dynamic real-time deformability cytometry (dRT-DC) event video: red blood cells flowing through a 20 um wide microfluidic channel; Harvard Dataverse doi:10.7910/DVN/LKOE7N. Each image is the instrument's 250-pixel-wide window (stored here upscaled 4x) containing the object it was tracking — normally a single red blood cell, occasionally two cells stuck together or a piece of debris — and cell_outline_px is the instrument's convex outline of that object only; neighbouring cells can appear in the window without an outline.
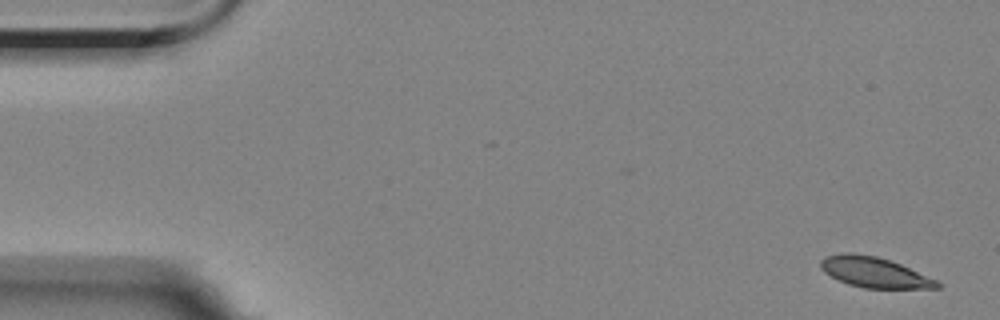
{"species": "Egyptian fruit bat (a non-hibernating species)", "species_latin": "Rousettus aegyptiacus", "temperature_condition": "room temperature", "stored_images_in_passage": 6, "camera_frame_rate_fps": 3000, "um_per_image_px": 0.085, "animal": {"sex": "female"}, "frame": {"image": 1, "passage_image": 1, "time_ms": 0.0, "image_size_px": [1000, 320], "cell_outline_px": [[940, 288], [864, 288], [848, 284], [824, 272], [820, 268], [820, 260], [824, 256], [840, 252], [852, 252], [876, 256], [900, 264], [936, 280], [940, 284]], "centroid_in_image_um": [74.26, 23.13], "position_along_channel_um": 10.7, "area_um2": 20.52}}
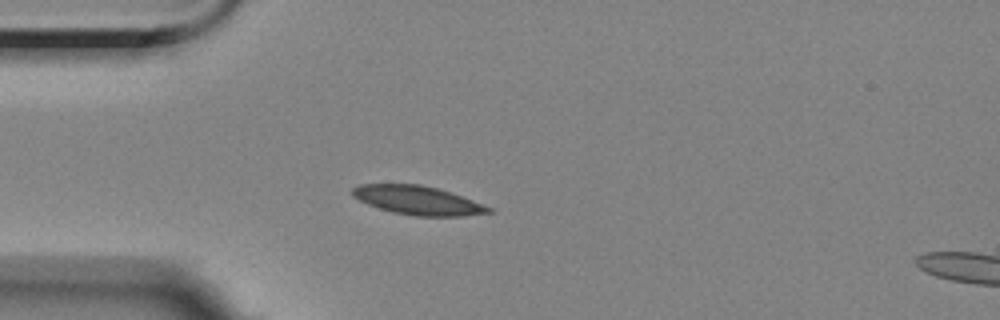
{"frame": {"image": 2, "passage_image": 5, "time_ms": 4.333, "image_size_px": [1000, 320], "cell_outline_px": [[492, 212], [460, 216], [416, 216], [392, 212], [368, 204], [352, 196], [352, 188], [360, 184], [420, 184], [436, 188], [472, 200], [492, 208]], "centroid_in_image_um": [35.47, 17.02], "position_along_channel_um": 49.5, "area_um2": 22.48}}